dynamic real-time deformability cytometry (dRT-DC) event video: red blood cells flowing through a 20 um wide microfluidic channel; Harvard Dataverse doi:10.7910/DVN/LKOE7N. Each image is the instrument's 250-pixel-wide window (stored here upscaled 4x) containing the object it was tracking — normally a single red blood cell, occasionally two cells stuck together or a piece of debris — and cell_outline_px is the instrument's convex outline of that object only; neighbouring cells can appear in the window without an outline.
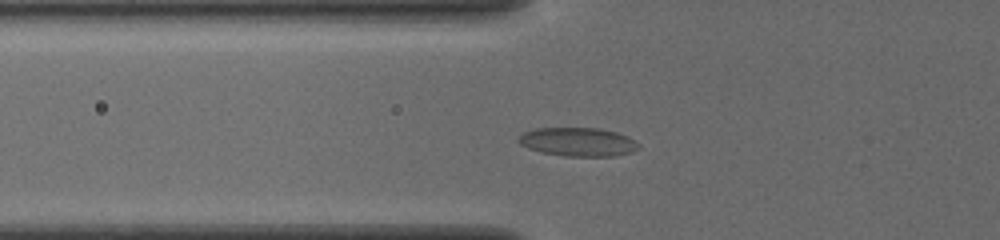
{"species": "common noctule bat (a hibernating species)", "species_latin": "Nyctalus noctula", "temperature_condition": "cold", "stored_images_in_passage": 45, "camera_frame_rate_fps": 3000, "um_per_image_px": 0.085, "animal": {"sex": "female", "body_mass_g": 19.5, "forearm_length_mm": 54.1}, "frame": {"image": 1, "passage_image": 12, "time_ms": 3.667, "image_size_px": [1000, 240], "cell_outline_px": [[640, 148], [632, 152], [616, 156], [564, 156], [540, 152], [528, 148], [520, 144], [516, 140], [524, 132], [536, 128], [600, 128], [616, 132], [628, 136], [640, 144]], "centroid_in_image_um": [49.15, 12.06], "position_along_channel_um": 76.7, "area_um2": 20.23}}
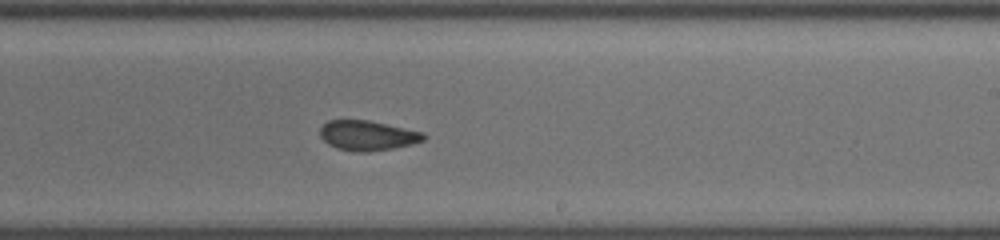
{"frame": {"image": 2, "passage_image": 26, "time_ms": 8.333, "image_size_px": [1000, 240], "cell_outline_px": [[428, 136], [424, 140], [412, 144], [392, 148], [368, 152], [356, 152], [336, 148], [328, 144], [320, 136], [320, 128], [328, 120], [368, 120], [424, 132]], "centroid_in_image_um": [31.25, 11.52], "position_along_channel_um": 257.7, "area_um2": 18.09}}
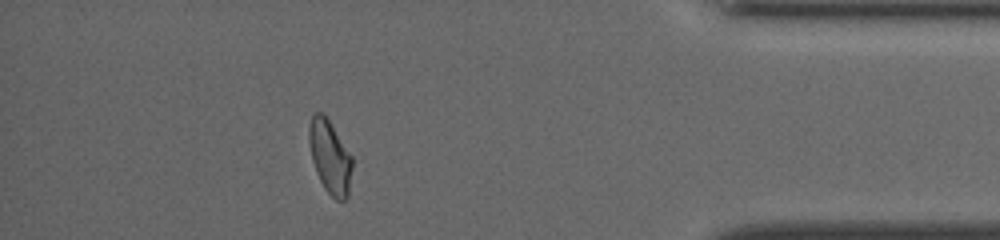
{"frame": {"image": 3, "passage_image": 40, "time_ms": 13.0, "image_size_px": [1000, 240], "cell_outline_px": [[352, 168], [348, 196], [344, 200], [336, 200], [324, 188], [316, 172], [312, 160], [308, 140], [308, 128], [312, 112], [320, 112], [328, 120], [352, 156]], "centroid_in_image_um": [28.03, 13.34], "position_along_channel_um": 407.2, "area_um2": 18.32}, "authors_computed_cell_mechanics": {"area_um2": 18.9584, "velocity_mm_per_s": 3.9052, "shape_relaxation_time_tau1_ms": null, "shape_relaxation_time_tau2_ms": 1.9666, "deformation_change_tau1": null, "deformation_change_tau2": 0.0679}}